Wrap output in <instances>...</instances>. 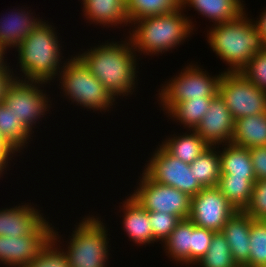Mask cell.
Wrapping results in <instances>:
<instances>
[{"instance_id": "1", "label": "cell", "mask_w": 266, "mask_h": 267, "mask_svg": "<svg viewBox=\"0 0 266 267\" xmlns=\"http://www.w3.org/2000/svg\"><path fill=\"white\" fill-rule=\"evenodd\" d=\"M126 38L119 42L107 40L83 53H76L116 100L119 96L123 99L124 96L132 95L139 80L137 73L140 57L137 58L130 39Z\"/></svg>"}, {"instance_id": "2", "label": "cell", "mask_w": 266, "mask_h": 267, "mask_svg": "<svg viewBox=\"0 0 266 267\" xmlns=\"http://www.w3.org/2000/svg\"><path fill=\"white\" fill-rule=\"evenodd\" d=\"M179 7L159 16L141 18L131 23L128 32L135 53L160 55L183 44L191 37L195 25ZM133 26V28H132Z\"/></svg>"}, {"instance_id": "3", "label": "cell", "mask_w": 266, "mask_h": 267, "mask_svg": "<svg viewBox=\"0 0 266 267\" xmlns=\"http://www.w3.org/2000/svg\"><path fill=\"white\" fill-rule=\"evenodd\" d=\"M45 21L40 22L16 48L20 68L18 72H21L17 79L50 84L60 73L63 67L61 64L66 63V60L62 61L64 56L56 32L58 30L54 24Z\"/></svg>"}, {"instance_id": "4", "label": "cell", "mask_w": 266, "mask_h": 267, "mask_svg": "<svg viewBox=\"0 0 266 267\" xmlns=\"http://www.w3.org/2000/svg\"><path fill=\"white\" fill-rule=\"evenodd\" d=\"M247 11L234 21L212 25L207 29V42L217 58L229 67L225 72H240L253 56L266 47L256 24Z\"/></svg>"}, {"instance_id": "5", "label": "cell", "mask_w": 266, "mask_h": 267, "mask_svg": "<svg viewBox=\"0 0 266 267\" xmlns=\"http://www.w3.org/2000/svg\"><path fill=\"white\" fill-rule=\"evenodd\" d=\"M57 78L63 97L69 99V102L75 103L84 109L90 111H109L114 105L116 99L101 84V82L89 71L85 63L77 56L71 55ZM61 84V85H60ZM71 99V100H70Z\"/></svg>"}, {"instance_id": "6", "label": "cell", "mask_w": 266, "mask_h": 267, "mask_svg": "<svg viewBox=\"0 0 266 267\" xmlns=\"http://www.w3.org/2000/svg\"><path fill=\"white\" fill-rule=\"evenodd\" d=\"M101 216L88 214L74 224L66 248L62 250L67 256L70 267H107L110 245L107 224ZM109 248V249H108Z\"/></svg>"}, {"instance_id": "7", "label": "cell", "mask_w": 266, "mask_h": 267, "mask_svg": "<svg viewBox=\"0 0 266 267\" xmlns=\"http://www.w3.org/2000/svg\"><path fill=\"white\" fill-rule=\"evenodd\" d=\"M199 66L194 63L187 64L178 75L176 73V76L160 85L162 89L159 88L156 95L161 110L167 113L177 103L190 99L214 98L219 94L221 78L225 71L212 76Z\"/></svg>"}, {"instance_id": "8", "label": "cell", "mask_w": 266, "mask_h": 267, "mask_svg": "<svg viewBox=\"0 0 266 267\" xmlns=\"http://www.w3.org/2000/svg\"><path fill=\"white\" fill-rule=\"evenodd\" d=\"M43 84L48 83L15 78L3 98V102L32 134L36 124L40 123V118H44L52 107L51 97L48 98L49 94L41 88L45 87Z\"/></svg>"}, {"instance_id": "9", "label": "cell", "mask_w": 266, "mask_h": 267, "mask_svg": "<svg viewBox=\"0 0 266 267\" xmlns=\"http://www.w3.org/2000/svg\"><path fill=\"white\" fill-rule=\"evenodd\" d=\"M134 192V199L148 212H165L177 216L180 220L188 219L191 197L168 185L154 182L144 171L139 176Z\"/></svg>"}, {"instance_id": "10", "label": "cell", "mask_w": 266, "mask_h": 267, "mask_svg": "<svg viewBox=\"0 0 266 267\" xmlns=\"http://www.w3.org/2000/svg\"><path fill=\"white\" fill-rule=\"evenodd\" d=\"M219 95L234 120L266 112V91L248 81L240 72H224Z\"/></svg>"}, {"instance_id": "11", "label": "cell", "mask_w": 266, "mask_h": 267, "mask_svg": "<svg viewBox=\"0 0 266 267\" xmlns=\"http://www.w3.org/2000/svg\"><path fill=\"white\" fill-rule=\"evenodd\" d=\"M143 171L154 181L172 186L190 197L198 194L203 187L195 180L188 163L182 162L170 155L161 145H158Z\"/></svg>"}, {"instance_id": "12", "label": "cell", "mask_w": 266, "mask_h": 267, "mask_svg": "<svg viewBox=\"0 0 266 267\" xmlns=\"http://www.w3.org/2000/svg\"><path fill=\"white\" fill-rule=\"evenodd\" d=\"M54 226L47 219L31 234L11 238L0 236V264L6 267H25L53 239Z\"/></svg>"}, {"instance_id": "13", "label": "cell", "mask_w": 266, "mask_h": 267, "mask_svg": "<svg viewBox=\"0 0 266 267\" xmlns=\"http://www.w3.org/2000/svg\"><path fill=\"white\" fill-rule=\"evenodd\" d=\"M236 212L217 187H207L191 197L188 219L196 226L221 232Z\"/></svg>"}, {"instance_id": "14", "label": "cell", "mask_w": 266, "mask_h": 267, "mask_svg": "<svg viewBox=\"0 0 266 267\" xmlns=\"http://www.w3.org/2000/svg\"><path fill=\"white\" fill-rule=\"evenodd\" d=\"M235 120L223 99L218 94L212 99L207 113L195 131L210 146L231 143Z\"/></svg>"}, {"instance_id": "15", "label": "cell", "mask_w": 266, "mask_h": 267, "mask_svg": "<svg viewBox=\"0 0 266 267\" xmlns=\"http://www.w3.org/2000/svg\"><path fill=\"white\" fill-rule=\"evenodd\" d=\"M0 209V236L18 238L31 235L45 220L41 210L30 203Z\"/></svg>"}, {"instance_id": "16", "label": "cell", "mask_w": 266, "mask_h": 267, "mask_svg": "<svg viewBox=\"0 0 266 267\" xmlns=\"http://www.w3.org/2000/svg\"><path fill=\"white\" fill-rule=\"evenodd\" d=\"M11 11L8 12L7 16L3 14L0 18V49L5 53L9 48H17L33 29L43 21L40 17L35 18L33 12L26 10L25 7L15 10L13 8Z\"/></svg>"}, {"instance_id": "17", "label": "cell", "mask_w": 266, "mask_h": 267, "mask_svg": "<svg viewBox=\"0 0 266 267\" xmlns=\"http://www.w3.org/2000/svg\"><path fill=\"white\" fill-rule=\"evenodd\" d=\"M130 195V196H128ZM124 201L121 202L122 226L129 240L136 246L154 244V237L149 221V214L131 194H128Z\"/></svg>"}, {"instance_id": "18", "label": "cell", "mask_w": 266, "mask_h": 267, "mask_svg": "<svg viewBox=\"0 0 266 267\" xmlns=\"http://www.w3.org/2000/svg\"><path fill=\"white\" fill-rule=\"evenodd\" d=\"M252 220L251 216L243 211H238L227 221L221 230L231 249V254L239 267H244L249 262Z\"/></svg>"}, {"instance_id": "19", "label": "cell", "mask_w": 266, "mask_h": 267, "mask_svg": "<svg viewBox=\"0 0 266 267\" xmlns=\"http://www.w3.org/2000/svg\"><path fill=\"white\" fill-rule=\"evenodd\" d=\"M81 4L83 15L90 24L103 25V28L130 26L125 0H85Z\"/></svg>"}, {"instance_id": "20", "label": "cell", "mask_w": 266, "mask_h": 267, "mask_svg": "<svg viewBox=\"0 0 266 267\" xmlns=\"http://www.w3.org/2000/svg\"><path fill=\"white\" fill-rule=\"evenodd\" d=\"M186 7L194 8L213 25L234 21L246 11L240 0H181V8L185 10Z\"/></svg>"}, {"instance_id": "21", "label": "cell", "mask_w": 266, "mask_h": 267, "mask_svg": "<svg viewBox=\"0 0 266 267\" xmlns=\"http://www.w3.org/2000/svg\"><path fill=\"white\" fill-rule=\"evenodd\" d=\"M219 155L221 163L220 177L256 178L248 148L226 143L219 146Z\"/></svg>"}, {"instance_id": "22", "label": "cell", "mask_w": 266, "mask_h": 267, "mask_svg": "<svg viewBox=\"0 0 266 267\" xmlns=\"http://www.w3.org/2000/svg\"><path fill=\"white\" fill-rule=\"evenodd\" d=\"M231 143L248 149L266 146V112L235 120Z\"/></svg>"}, {"instance_id": "23", "label": "cell", "mask_w": 266, "mask_h": 267, "mask_svg": "<svg viewBox=\"0 0 266 267\" xmlns=\"http://www.w3.org/2000/svg\"><path fill=\"white\" fill-rule=\"evenodd\" d=\"M188 131V132H187ZM186 133L168 136L160 144L170 155L182 162L191 164L210 146L199 136L195 130ZM173 136V137H172Z\"/></svg>"}, {"instance_id": "24", "label": "cell", "mask_w": 266, "mask_h": 267, "mask_svg": "<svg viewBox=\"0 0 266 267\" xmlns=\"http://www.w3.org/2000/svg\"><path fill=\"white\" fill-rule=\"evenodd\" d=\"M192 222L189 219L181 220L163 242L164 251L168 258L176 264L191 265Z\"/></svg>"}, {"instance_id": "25", "label": "cell", "mask_w": 266, "mask_h": 267, "mask_svg": "<svg viewBox=\"0 0 266 267\" xmlns=\"http://www.w3.org/2000/svg\"><path fill=\"white\" fill-rule=\"evenodd\" d=\"M189 166L195 176V180L203 188L217 187L221 176L219 146L207 148Z\"/></svg>"}, {"instance_id": "26", "label": "cell", "mask_w": 266, "mask_h": 267, "mask_svg": "<svg viewBox=\"0 0 266 267\" xmlns=\"http://www.w3.org/2000/svg\"><path fill=\"white\" fill-rule=\"evenodd\" d=\"M0 136L21 153L33 139L32 133L23 125L21 119H17L3 101L0 102Z\"/></svg>"}, {"instance_id": "27", "label": "cell", "mask_w": 266, "mask_h": 267, "mask_svg": "<svg viewBox=\"0 0 266 267\" xmlns=\"http://www.w3.org/2000/svg\"><path fill=\"white\" fill-rule=\"evenodd\" d=\"M213 98L190 99L175 104L165 115L183 125V129L195 130L207 113Z\"/></svg>"}, {"instance_id": "28", "label": "cell", "mask_w": 266, "mask_h": 267, "mask_svg": "<svg viewBox=\"0 0 266 267\" xmlns=\"http://www.w3.org/2000/svg\"><path fill=\"white\" fill-rule=\"evenodd\" d=\"M256 178L220 177L217 188L235 210L244 211L248 206Z\"/></svg>"}, {"instance_id": "29", "label": "cell", "mask_w": 266, "mask_h": 267, "mask_svg": "<svg viewBox=\"0 0 266 267\" xmlns=\"http://www.w3.org/2000/svg\"><path fill=\"white\" fill-rule=\"evenodd\" d=\"M181 7V0H127L126 11L130 21L159 16Z\"/></svg>"}, {"instance_id": "30", "label": "cell", "mask_w": 266, "mask_h": 267, "mask_svg": "<svg viewBox=\"0 0 266 267\" xmlns=\"http://www.w3.org/2000/svg\"><path fill=\"white\" fill-rule=\"evenodd\" d=\"M195 265L199 267H239L221 232L214 233L207 253Z\"/></svg>"}, {"instance_id": "31", "label": "cell", "mask_w": 266, "mask_h": 267, "mask_svg": "<svg viewBox=\"0 0 266 267\" xmlns=\"http://www.w3.org/2000/svg\"><path fill=\"white\" fill-rule=\"evenodd\" d=\"M244 267H266V220H252L249 262Z\"/></svg>"}, {"instance_id": "32", "label": "cell", "mask_w": 266, "mask_h": 267, "mask_svg": "<svg viewBox=\"0 0 266 267\" xmlns=\"http://www.w3.org/2000/svg\"><path fill=\"white\" fill-rule=\"evenodd\" d=\"M54 227L53 239L48 245L41 251V253L34 258L25 267H70L67 256L60 247L62 242L59 232ZM60 242V244L58 243Z\"/></svg>"}, {"instance_id": "33", "label": "cell", "mask_w": 266, "mask_h": 267, "mask_svg": "<svg viewBox=\"0 0 266 267\" xmlns=\"http://www.w3.org/2000/svg\"><path fill=\"white\" fill-rule=\"evenodd\" d=\"M148 214L154 242L161 241L162 245L181 220L171 213L151 211Z\"/></svg>"}, {"instance_id": "34", "label": "cell", "mask_w": 266, "mask_h": 267, "mask_svg": "<svg viewBox=\"0 0 266 267\" xmlns=\"http://www.w3.org/2000/svg\"><path fill=\"white\" fill-rule=\"evenodd\" d=\"M240 73L259 89L266 91V48L255 54Z\"/></svg>"}, {"instance_id": "35", "label": "cell", "mask_w": 266, "mask_h": 267, "mask_svg": "<svg viewBox=\"0 0 266 267\" xmlns=\"http://www.w3.org/2000/svg\"><path fill=\"white\" fill-rule=\"evenodd\" d=\"M243 212L254 220H266V179L254 183L250 201Z\"/></svg>"}, {"instance_id": "36", "label": "cell", "mask_w": 266, "mask_h": 267, "mask_svg": "<svg viewBox=\"0 0 266 267\" xmlns=\"http://www.w3.org/2000/svg\"><path fill=\"white\" fill-rule=\"evenodd\" d=\"M215 231L196 226L192 222L191 264H195L207 253Z\"/></svg>"}, {"instance_id": "37", "label": "cell", "mask_w": 266, "mask_h": 267, "mask_svg": "<svg viewBox=\"0 0 266 267\" xmlns=\"http://www.w3.org/2000/svg\"><path fill=\"white\" fill-rule=\"evenodd\" d=\"M256 180L266 179V146L249 149Z\"/></svg>"}, {"instance_id": "38", "label": "cell", "mask_w": 266, "mask_h": 267, "mask_svg": "<svg viewBox=\"0 0 266 267\" xmlns=\"http://www.w3.org/2000/svg\"><path fill=\"white\" fill-rule=\"evenodd\" d=\"M11 67L12 66H9V64L6 62L0 68V102L3 101L7 88L19 75V74L14 73L16 71L15 70L13 71V68L11 69Z\"/></svg>"}, {"instance_id": "39", "label": "cell", "mask_w": 266, "mask_h": 267, "mask_svg": "<svg viewBox=\"0 0 266 267\" xmlns=\"http://www.w3.org/2000/svg\"><path fill=\"white\" fill-rule=\"evenodd\" d=\"M20 153L15 147H13L6 139H0V168L6 172L10 163V160L14 159V156ZM12 158V159H11ZM6 170V171H5Z\"/></svg>"}, {"instance_id": "40", "label": "cell", "mask_w": 266, "mask_h": 267, "mask_svg": "<svg viewBox=\"0 0 266 267\" xmlns=\"http://www.w3.org/2000/svg\"><path fill=\"white\" fill-rule=\"evenodd\" d=\"M254 23L256 24L257 30L262 36L263 43L266 47V9H264L259 17L254 20Z\"/></svg>"}, {"instance_id": "41", "label": "cell", "mask_w": 266, "mask_h": 267, "mask_svg": "<svg viewBox=\"0 0 266 267\" xmlns=\"http://www.w3.org/2000/svg\"><path fill=\"white\" fill-rule=\"evenodd\" d=\"M5 56H7V54L2 49H0V68L7 62V57Z\"/></svg>"}, {"instance_id": "42", "label": "cell", "mask_w": 266, "mask_h": 267, "mask_svg": "<svg viewBox=\"0 0 266 267\" xmlns=\"http://www.w3.org/2000/svg\"><path fill=\"white\" fill-rule=\"evenodd\" d=\"M4 171L0 168V178L4 175Z\"/></svg>"}]
</instances>
